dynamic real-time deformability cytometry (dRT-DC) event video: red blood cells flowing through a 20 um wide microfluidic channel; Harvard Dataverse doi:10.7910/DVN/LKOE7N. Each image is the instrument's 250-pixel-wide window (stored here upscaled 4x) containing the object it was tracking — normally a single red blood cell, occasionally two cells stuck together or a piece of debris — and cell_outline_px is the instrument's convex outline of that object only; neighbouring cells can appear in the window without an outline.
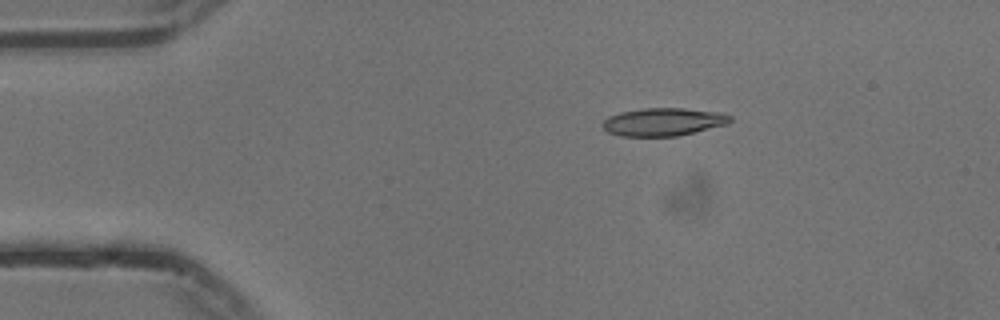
{"species": "common noctule bat (a hibernating species)", "species_latin": "Nyctalus noctula", "temperature_condition": "cold", "stored_images_in_passage": 46, "camera_frame_rate_fps": 3000, "um_per_image_px": 0.085, "animal": {"sex": "male", "body_mass_g": 13.3}, "frame": {"image": 1, "passage_image": 1, "time_ms": 0.0, "image_size_px": [1000, 320], "cell_outline_px": [[732, 120], [728, 124], [676, 136], [620, 136], [608, 132], [604, 128], [604, 120], [608, 116], [620, 112], [644, 108], [684, 108], [720, 112], [732, 116]], "centroid_in_image_um": [56.4, 10.35], "position_along_channel_um": 28.6, "area_um2": 20.69}}
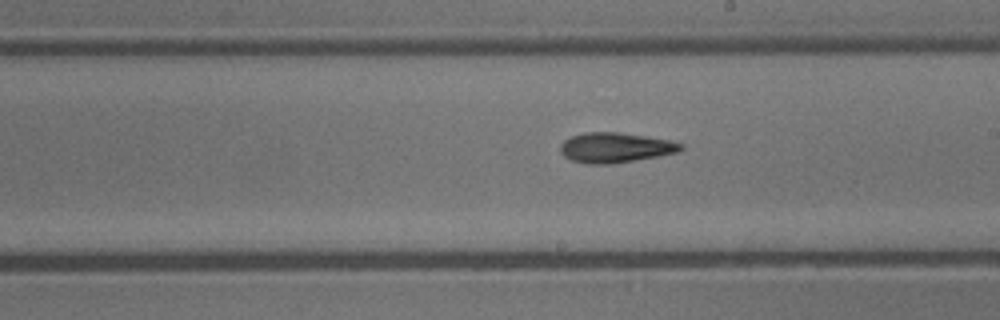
{"frame": {"image": 2, "passage_image": 22, "time_ms": 7.0, "image_size_px": [1000, 320], "cell_outline_px": [[684, 148], [676, 152], [656, 156], [612, 164], [588, 164], [572, 160], [564, 156], [560, 152], [560, 144], [564, 140], [572, 136], [584, 132], [620, 132], [668, 140], [684, 144]], "centroid_in_image_um": [52.26, 12.54], "position_along_channel_um": 236.7, "area_um2": 20.92}}
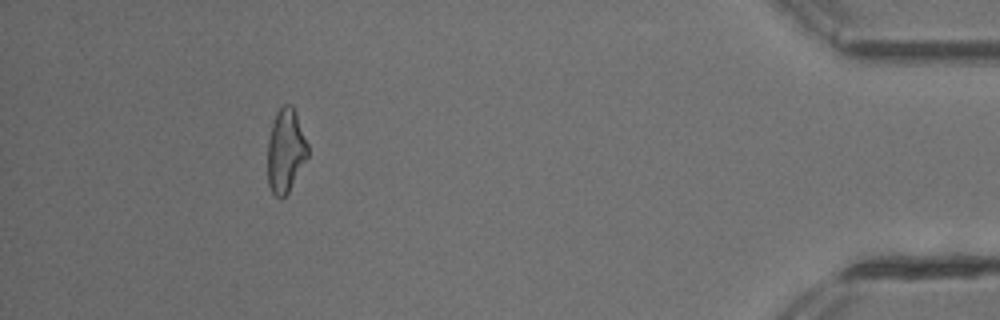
{"frame": {"image": 3, "passage_image": 41, "time_ms": 13.333, "image_size_px": [1000, 320], "cell_outline_px": [[308, 156], [288, 192], [284, 196], [276, 196], [272, 192], [268, 184], [268, 140], [272, 120], [276, 112], [284, 104], [292, 104], [296, 112], [308, 144]], "centroid_in_image_um": [24.27, 12.76], "position_along_channel_um": 410.9, "area_um2": 19.54}, "authors_computed_cell_mechanics": {"area_um2": 20.2589, "velocity_mm_per_s": 3.7497, "shape_relaxation_time_tau1_ms": 9.8678, "shape_relaxation_time_tau2_ms": null, "deformation_change_tau1": 0.2536, "deformation_change_tau2": null}}